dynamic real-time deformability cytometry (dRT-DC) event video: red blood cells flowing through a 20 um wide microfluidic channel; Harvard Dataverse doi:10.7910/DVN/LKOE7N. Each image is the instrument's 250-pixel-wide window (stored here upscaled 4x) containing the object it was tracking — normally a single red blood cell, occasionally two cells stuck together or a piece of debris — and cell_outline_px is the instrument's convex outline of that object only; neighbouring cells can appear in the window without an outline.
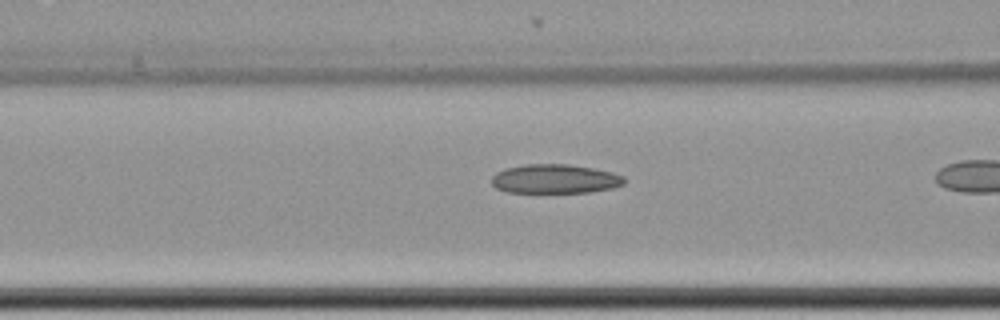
{"species": "common noctule bat (a hibernating species)", "species_latin": "Nyctalus noctula", "temperature_condition": "cold", "stored_images_in_passage": 18, "camera_frame_rate_fps": 3000, "um_per_image_px": 0.085, "animal": {"sex": "female", "body_mass_g": 22.7, "forearm_length_mm": 54.2}, "frame": {"image": 1, "passage_image": 16, "time_ms": 5.0, "image_size_px": [1000, 320], "cell_outline_px": [[628, 180], [624, 184], [612, 188], [588, 192], [508, 192], [496, 188], [492, 184], [492, 176], [496, 172], [504, 168], [524, 164], [568, 164], [592, 168], [612, 172], [624, 176]], "centroid_in_image_um": [47.18, 15.2], "position_along_channel_um": 119.4, "area_um2": 22.6}}